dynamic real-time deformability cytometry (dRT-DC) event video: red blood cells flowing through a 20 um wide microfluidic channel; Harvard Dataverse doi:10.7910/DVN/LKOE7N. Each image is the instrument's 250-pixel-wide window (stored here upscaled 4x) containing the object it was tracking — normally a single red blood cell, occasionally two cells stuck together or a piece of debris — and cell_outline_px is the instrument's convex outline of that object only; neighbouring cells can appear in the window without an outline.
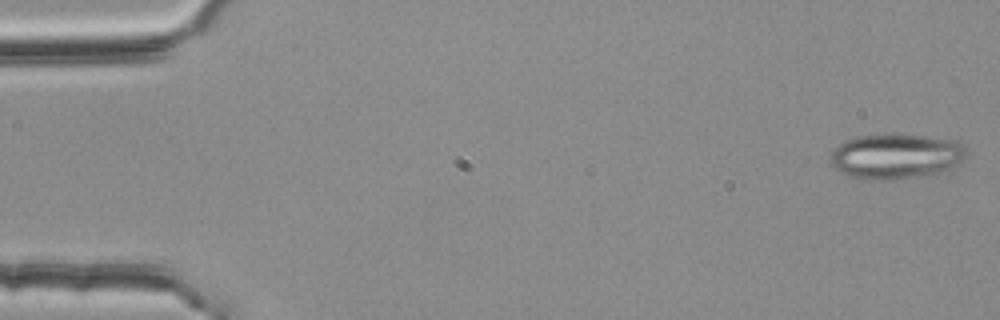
{"species": "common noctule bat (a hibernating species)", "species_latin": "Nyctalus noctula", "temperature_condition": "room temperature", "stored_images_in_passage": 54, "camera_frame_rate_fps": 3000, "um_per_image_px": 0.085, "animal": {"sex": "female", "body_mass_g": 25.1}, "frame": {"image": 1, "passage_image": 1, "time_ms": 0.0, "image_size_px": [1000, 320], "cell_outline_px": [[964, 156], [960, 160], [948, 168], [936, 172], [916, 176], [892, 180], [868, 180], [848, 176], [840, 172], [832, 164], [832, 152], [844, 140], [856, 136], [924, 136], [956, 140], [964, 144]], "centroid_in_image_um": [76.1, 13.3], "position_along_channel_um": 8.9, "area_um2": 34.68}}
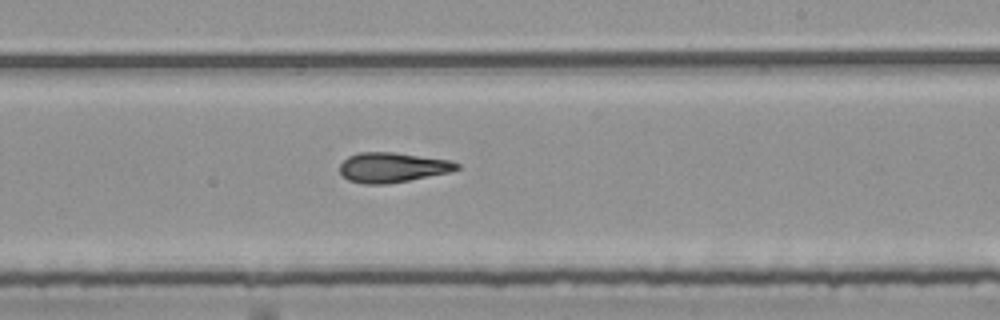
{"frame": {"image": 2, "passage_image": 32, "time_ms": 10.333, "image_size_px": [1000, 320], "cell_outline_px": [[460, 168], [448, 172], [388, 184], [364, 184], [348, 180], [340, 172], [340, 164], [348, 156], [360, 152], [392, 152], [452, 160], [460, 164]], "centroid_in_image_um": [33.35, 14.22], "position_along_channel_um": 255.7, "area_um2": 20.29}}
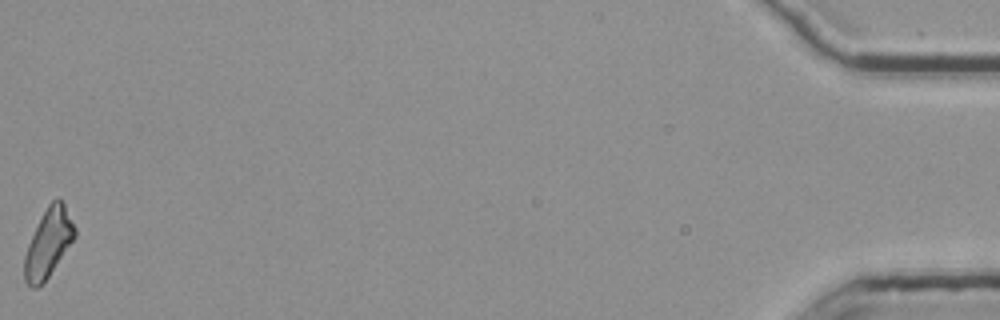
{"frame": {"image": 3, "passage_image": 54, "time_ms": 17.667, "image_size_px": [1000, 320], "cell_outline_px": [[76, 236], [48, 276], [36, 288], [32, 288], [24, 280], [24, 256], [28, 244], [48, 204], [56, 196], [64, 204], [76, 228]], "centroid_in_image_um": [4.11, 20.64], "position_along_channel_um": 431.1, "area_um2": 19.54}, "authors_computed_cell_mechanics": {"area_um2": 20.2878, "velocity_mm_per_s": 3.7831, "shape_relaxation_time_tau1_ms": null, "shape_relaxation_time_tau2_ms": 4.6404, "deformation_change_tau1": null, "deformation_change_tau2": 0.1559}}